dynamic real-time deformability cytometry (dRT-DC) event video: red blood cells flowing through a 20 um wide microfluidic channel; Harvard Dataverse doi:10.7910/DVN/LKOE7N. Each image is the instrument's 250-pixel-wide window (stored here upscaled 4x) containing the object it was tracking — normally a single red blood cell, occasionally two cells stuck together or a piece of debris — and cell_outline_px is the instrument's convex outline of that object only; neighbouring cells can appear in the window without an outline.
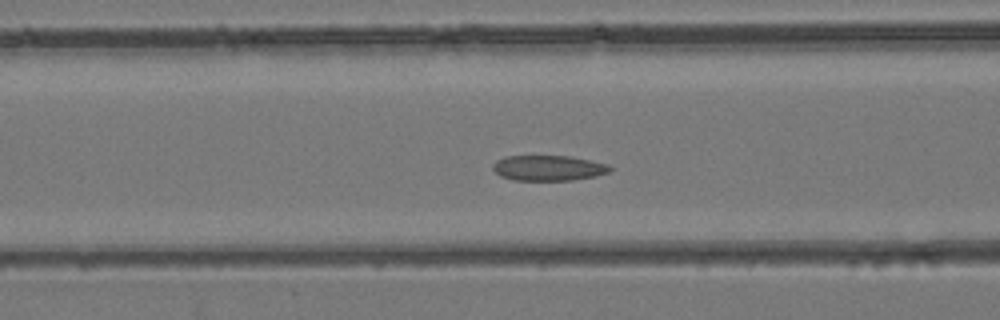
{"species": "common noctule bat (a hibernating species)", "species_latin": "Nyctalus noctula", "temperature_condition": "room temperature", "stored_images_in_passage": 41, "camera_frame_rate_fps": 3000, "um_per_image_px": 0.085, "animal": {"sex": "female", "body_mass_g": 24.6, "forearm_length_mm": 56.2}, "frame": {"image": 1, "passage_image": 17, "time_ms": 5.333, "image_size_px": [1000, 320], "cell_outline_px": [[612, 168], [608, 172], [596, 176], [572, 180], [512, 180], [500, 176], [492, 168], [492, 164], [496, 160], [504, 156], [568, 156], [608, 164]], "centroid_in_image_um": [46.57, 14.28], "position_along_channel_um": 120.0, "area_um2": 17.28}}
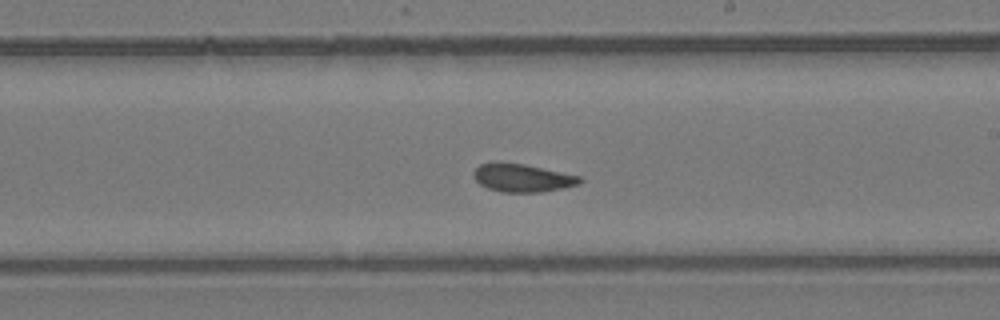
{"frame": {"image": 2, "passage_image": 25, "time_ms": 8.0, "image_size_px": [1000, 320], "cell_outline_px": [[584, 180], [580, 184], [540, 192], [504, 192], [488, 188], [480, 184], [472, 176], [472, 172], [480, 164], [496, 160], [524, 164], [580, 176]], "centroid_in_image_um": [44.35, 15.09], "position_along_channel_um": 244.6, "area_um2": 17.51}}
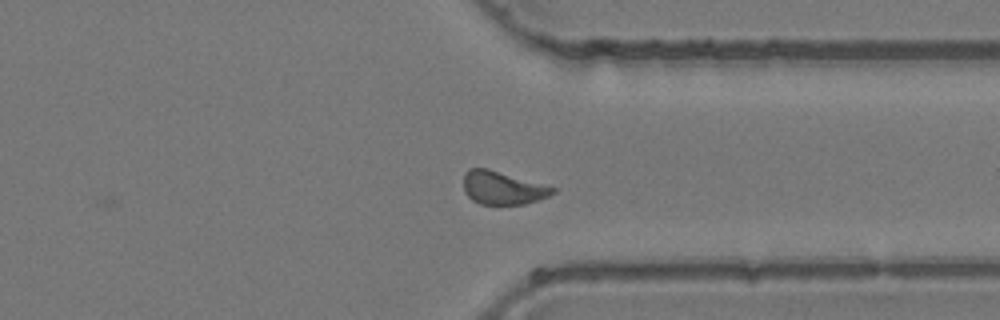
{"frame": {"image": 3, "passage_image": 33, "time_ms": 10.667, "image_size_px": [1000, 320], "cell_outline_px": [[556, 192], [548, 196], [524, 204], [480, 204], [472, 200], [464, 192], [464, 172], [468, 168], [488, 168], [556, 188]], "centroid_in_image_um": [42.69, 15.96], "position_along_channel_um": 368.7, "area_um2": 17.11}}